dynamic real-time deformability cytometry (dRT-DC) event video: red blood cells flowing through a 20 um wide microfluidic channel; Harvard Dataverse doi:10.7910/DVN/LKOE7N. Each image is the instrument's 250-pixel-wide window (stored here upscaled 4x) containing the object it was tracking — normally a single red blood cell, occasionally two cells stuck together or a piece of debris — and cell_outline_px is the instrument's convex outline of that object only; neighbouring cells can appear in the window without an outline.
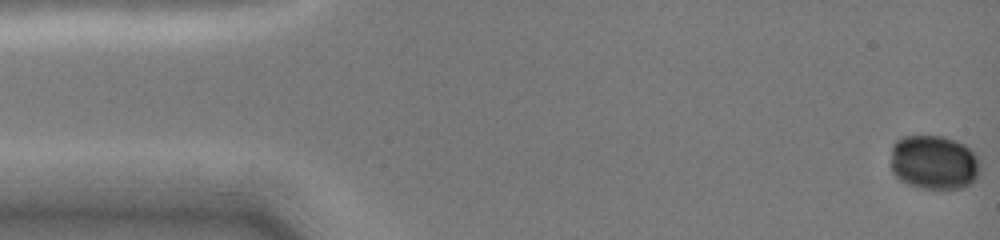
{"species": "common noctule bat (a hibernating species)", "species_latin": "Nyctalus noctula", "temperature_condition": "cold", "stored_images_in_passage": 19, "camera_frame_rate_fps": 3000, "um_per_image_px": 0.085, "animal": {"sex": "female", "body_mass_g": 19.0, "forearm_length_mm": 51.5}, "frame": {"image": 1, "passage_image": 1, "time_ms": 0.0, "image_size_px": [1000, 240], "cell_outline_px": [[980, 172], [976, 180], [960, 188], [920, 188], [908, 184], [900, 180], [892, 172], [892, 144], [896, 140], [904, 136], [944, 136], [956, 140], [964, 144], [976, 156], [980, 164]], "centroid_in_image_um": [79.38, 13.79], "position_along_channel_um": 5.6, "area_um2": 28.32}}
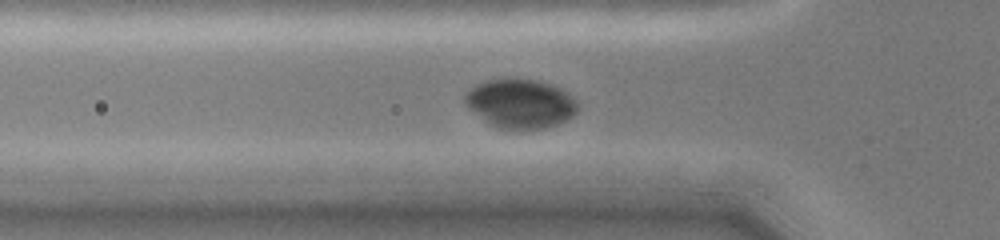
{"frame": {"image": 2, "passage_image": 16, "time_ms": 5.0, "image_size_px": [1000, 240], "cell_outline_px": [[580, 108], [572, 116], [556, 124], [544, 128], [520, 132], [496, 128], [488, 124], [468, 108], [464, 104], [464, 92], [476, 84], [488, 80], [516, 76], [536, 80], [560, 88], [568, 92], [580, 104]], "centroid_in_image_um": [44.2, 8.81], "position_along_channel_um": 81.6, "area_um2": 33.41}}
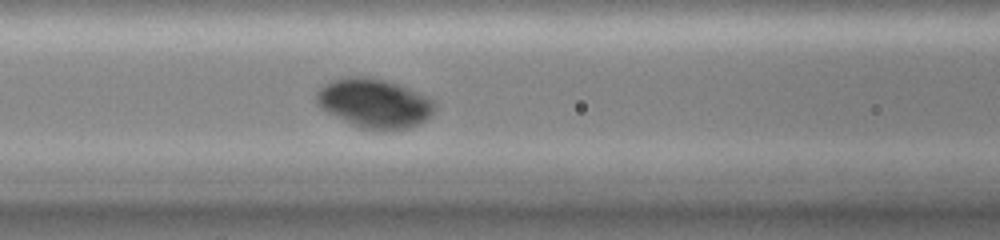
{"frame": {"image": 3, "passage_image": 19, "time_ms": 6.333, "image_size_px": [1000, 240], "cell_outline_px": [[436, 108], [420, 124], [412, 128], [388, 132], [380, 132], [360, 128], [320, 108], [316, 104], [316, 92], [324, 84], [332, 80], [352, 76], [364, 76], [384, 80], [400, 84], [420, 92], [436, 100]], "centroid_in_image_um": [31.86, 8.8], "position_along_channel_um": 134.7, "area_um2": 34.56}}